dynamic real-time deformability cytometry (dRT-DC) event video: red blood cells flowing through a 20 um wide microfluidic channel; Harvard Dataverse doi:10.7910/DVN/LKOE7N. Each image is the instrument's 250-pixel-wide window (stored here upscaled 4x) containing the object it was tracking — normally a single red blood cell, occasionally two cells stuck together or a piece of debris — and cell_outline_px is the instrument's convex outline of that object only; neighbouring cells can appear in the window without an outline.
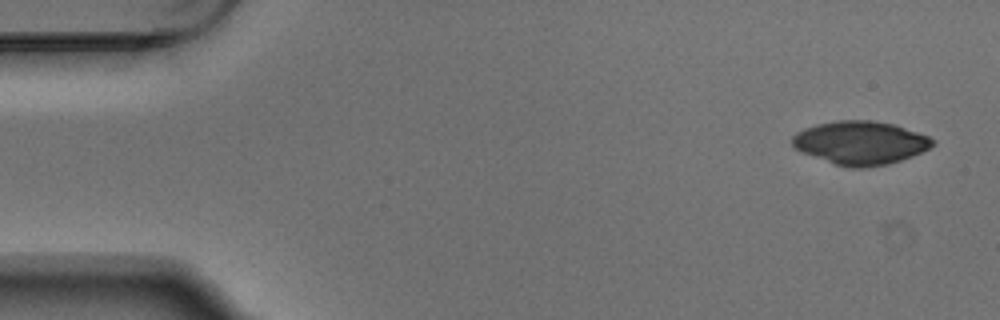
{"species": "Egyptian fruit bat (a non-hibernating species)", "species_latin": "Rousettus aegyptiacus", "temperature_condition": "warm", "stored_images_in_passage": 5, "segment_of_instrument_passage": [2, 2], "camera_frame_rate_fps": 3000, "um_per_image_px": 0.085, "animal": {"sex": "male"}, "frame": {"image": 1, "passage_image": 5, "time_ms": 1.333, "image_size_px": [1000, 320], "cell_outline_px": [[936, 144], [912, 156], [888, 164], [868, 168], [852, 168], [836, 164], [800, 152], [792, 144], [792, 136], [796, 132], [804, 128], [816, 124], [836, 120], [872, 120], [892, 124], [928, 136], [936, 140]], "centroid_in_image_um": [73.11, 12.14], "position_along_channel_um": 11.9, "area_um2": 35.43}}